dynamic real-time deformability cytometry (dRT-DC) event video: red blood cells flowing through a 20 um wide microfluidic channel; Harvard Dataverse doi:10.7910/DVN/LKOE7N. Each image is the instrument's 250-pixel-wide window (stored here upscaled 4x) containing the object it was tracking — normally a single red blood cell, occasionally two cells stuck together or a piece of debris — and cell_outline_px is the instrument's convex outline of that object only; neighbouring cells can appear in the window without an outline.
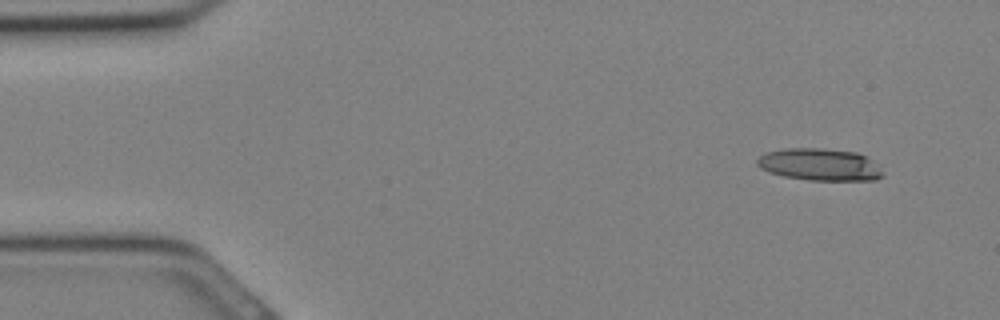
{"species": "Egyptian fruit bat (a non-hibernating species)", "species_latin": "Rousettus aegyptiacus", "temperature_condition": "cold", "stored_images_in_passage": 30, "camera_frame_rate_fps": 3000, "um_per_image_px": 0.085, "animal": {"sex": "female"}, "frame": {"image": 1, "passage_image": 1, "time_ms": 0.0, "image_size_px": [1000, 320], "cell_outline_px": [[884, 176], [876, 180], [812, 180], [784, 176], [768, 172], [760, 168], [756, 164], [756, 160], [764, 152], [784, 148], [824, 148], [856, 152], [868, 156], [884, 172]], "centroid_in_image_um": [69.68, 13.98], "position_along_channel_um": 15.3, "area_um2": 23.81}}
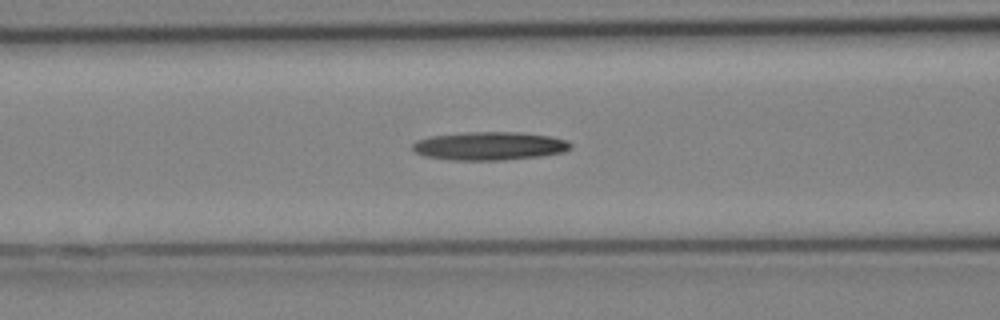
{"frame": {"image": 2, "passage_image": 11, "time_ms": 3.333, "image_size_px": [1000, 320], "cell_outline_px": [[572, 148], [564, 152], [540, 156], [504, 160], [452, 160], [424, 156], [412, 152], [412, 144], [416, 140], [432, 136], [468, 132], [520, 132], [548, 136], [568, 140], [572, 144]], "centroid_in_image_um": [41.6, 12.41], "position_along_channel_um": 125.0, "area_um2": 26.24}}
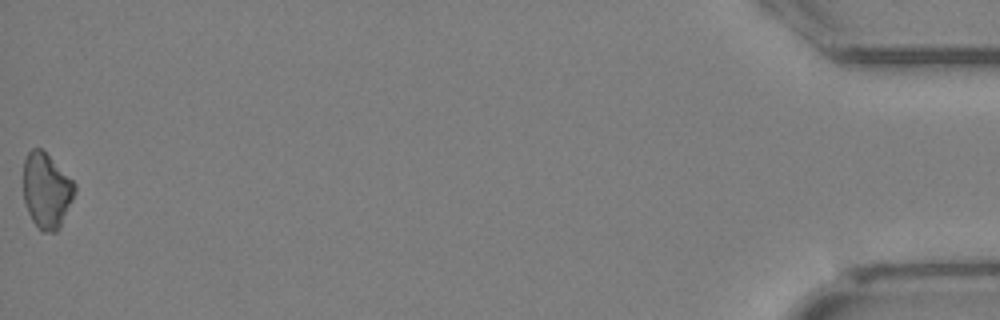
{"frame": {"image": 3, "passage_image": 30, "time_ms": 9.667, "image_size_px": [1000, 320], "cell_outline_px": [[76, 192], [60, 228], [56, 232], [40, 232], [32, 220], [28, 212], [24, 200], [24, 160], [28, 152], [32, 148], [40, 148], [76, 184]], "centroid_in_image_um": [3.96, 16.25], "position_along_channel_um": 431.2, "area_um2": 22.43}}